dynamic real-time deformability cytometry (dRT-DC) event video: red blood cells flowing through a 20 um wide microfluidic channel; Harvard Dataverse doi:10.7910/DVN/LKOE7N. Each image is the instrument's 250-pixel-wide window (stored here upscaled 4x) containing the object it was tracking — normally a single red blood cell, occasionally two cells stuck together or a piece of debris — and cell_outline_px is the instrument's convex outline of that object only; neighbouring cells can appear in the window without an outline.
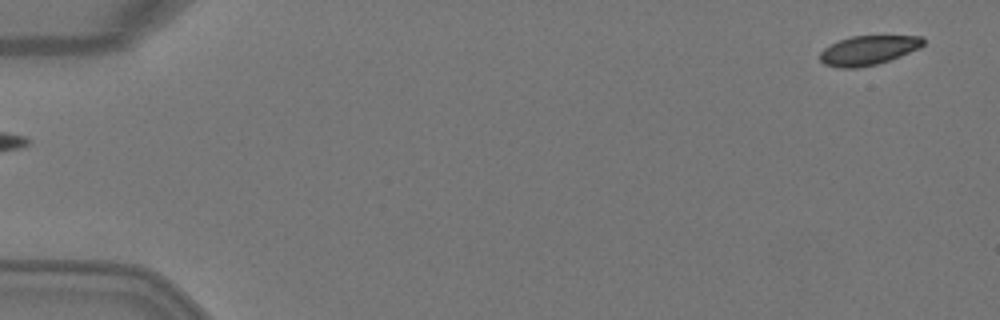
{"species": "Egyptian fruit bat (a non-hibernating species)", "species_latin": "Rousettus aegyptiacus", "temperature_condition": "warm", "stored_images_in_passage": 6, "segment_of_instrument_passage": [2, 2], "camera_frame_rate_fps": 3000, "um_per_image_px": 0.085, "animal": {"sex": "female"}, "frame": {"image": 1, "passage_image": 6, "time_ms": 1.667, "image_size_px": [1000, 320], "cell_outline_px": [[924, 44], [920, 48], [900, 56], [876, 64], [856, 68], [840, 68], [824, 64], [820, 60], [820, 52], [824, 48], [840, 40], [852, 36], [924, 36]], "centroid_in_image_um": [73.81, 4.27], "position_along_channel_um": 11.2, "area_um2": 17.51}}